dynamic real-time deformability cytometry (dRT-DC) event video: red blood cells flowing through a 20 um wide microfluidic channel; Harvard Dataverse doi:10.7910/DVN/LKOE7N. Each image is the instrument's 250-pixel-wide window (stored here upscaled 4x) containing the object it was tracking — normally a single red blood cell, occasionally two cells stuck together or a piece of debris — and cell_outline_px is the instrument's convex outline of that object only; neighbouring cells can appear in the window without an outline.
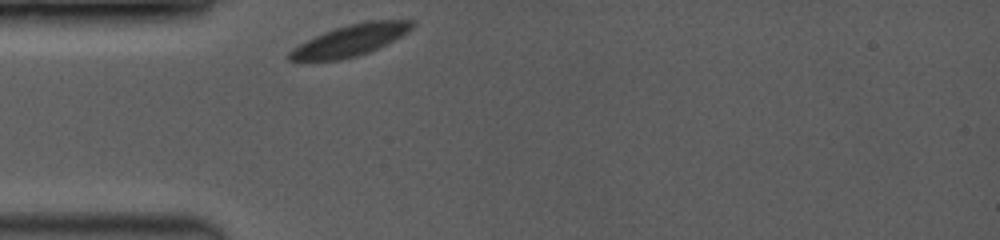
{"species": "common noctule bat (a hibernating species)", "species_latin": "Nyctalus noctula", "temperature_condition": "room temperature", "stored_images_in_passage": 34, "camera_frame_rate_fps": 3500, "um_per_image_px": 0.085, "animal": {"sex": "female", "body_mass_g": 19.0, "forearm_length_mm": 53.3}, "frame": {"image": 1, "passage_image": 1, "time_ms": 0.0, "image_size_px": [1000, 240], "cell_outline_px": [[416, 24], [408, 32], [368, 52], [356, 56], [340, 60], [288, 60], [284, 56], [292, 48], [324, 32], [348, 24], [368, 20], [412, 20]], "centroid_in_image_um": [29.75, 3.42], "position_along_channel_um": 55.2, "area_um2": 22.08}}
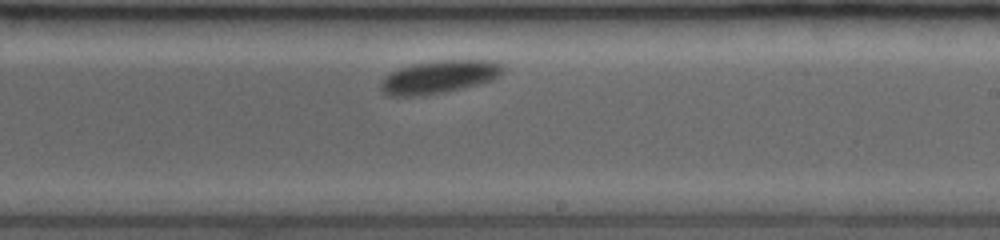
{"frame": {"image": 2, "passage_image": 20, "time_ms": 5.429, "image_size_px": [1000, 240], "cell_outline_px": [[504, 72], [500, 76], [492, 80], [444, 92], [424, 96], [388, 96], [380, 88], [380, 80], [384, 76], [400, 68], [412, 64], [440, 60], [492, 60], [504, 64]], "centroid_in_image_um": [37.33, 6.53], "position_along_channel_um": 251.7, "area_um2": 23.58}}
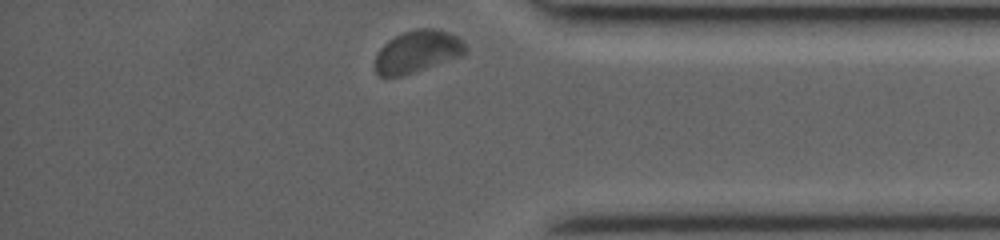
{"frame": {"image": 3, "passage_image": 34, "time_ms": 9.429, "image_size_px": [1000, 240], "cell_outline_px": [[468, 52], [460, 56], [400, 76], [380, 76], [376, 72], [376, 56], [380, 48], [388, 40], [404, 32], [416, 28], [432, 28], [448, 32], [456, 36], [468, 48]], "centroid_in_image_um": [35.48, 4.36], "position_along_channel_um": 399.7, "area_um2": 21.73}, "authors_computed_cell_mechanics": {"area_um2": 22.9177, "velocity_mm_per_s": 3.7455, "shape_relaxation_time_tau1_ms": 1.1922, "shape_relaxation_time_tau2_ms": null, "deformation_change_tau1": 0.0576, "deformation_change_tau2": null}}